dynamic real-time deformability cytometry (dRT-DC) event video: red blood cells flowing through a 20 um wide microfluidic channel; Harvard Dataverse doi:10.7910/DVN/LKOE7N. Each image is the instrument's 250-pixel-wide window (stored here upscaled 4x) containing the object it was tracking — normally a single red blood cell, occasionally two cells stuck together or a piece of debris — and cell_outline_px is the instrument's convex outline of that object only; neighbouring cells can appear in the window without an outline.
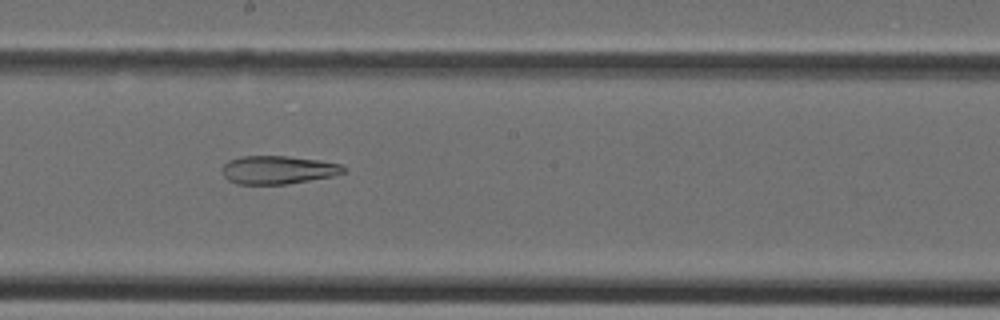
{"species": "Egyptian fruit bat (a non-hibernating species)", "species_latin": "Rousettus aegyptiacus", "temperature_condition": "cold", "stored_images_in_passage": 26, "camera_frame_rate_fps": 3000, "um_per_image_px": 0.085, "animal": {"sex": "female"}, "frame": {"image": 1, "passage_image": 11, "time_ms": 3.333, "image_size_px": [1000, 320], "cell_outline_px": [[348, 168], [344, 172], [332, 176], [288, 184], [236, 184], [228, 180], [224, 176], [224, 164], [228, 160], [240, 156], [288, 156], [320, 160], [340, 164]], "centroid_in_image_um": [23.64, 14.43], "position_along_channel_um": 224.6, "area_um2": 20.0}}
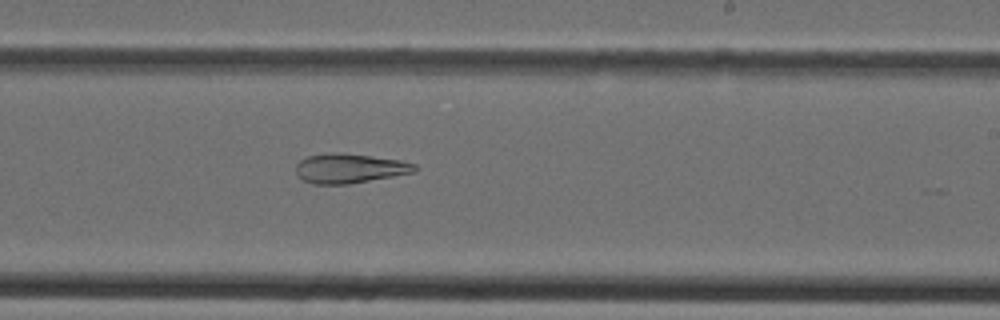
{"frame": {"image": 2, "passage_image": 13, "time_ms": 4.0, "image_size_px": [1000, 320], "cell_outline_px": [[416, 172], [348, 184], [312, 184], [304, 180], [296, 172], [296, 164], [300, 160], [308, 156], [336, 152], [340, 152], [400, 160], [416, 164]], "centroid_in_image_um": [29.72, 14.31], "position_along_channel_um": 259.3, "area_um2": 20.29}}
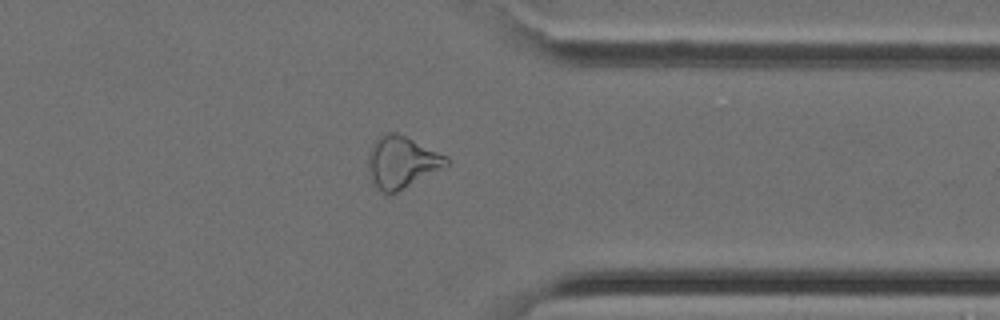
{"frame": {"image": 3, "passage_image": 20, "time_ms": 6.333, "image_size_px": [1000, 320], "cell_outline_px": [[448, 164], [396, 192], [388, 196], [380, 192], [372, 184], [368, 172], [368, 156], [372, 144], [380, 136], [388, 132], [396, 132], [448, 156]], "centroid_in_image_um": [34.08, 13.8], "position_along_channel_um": 377.3, "area_um2": 23.41}}